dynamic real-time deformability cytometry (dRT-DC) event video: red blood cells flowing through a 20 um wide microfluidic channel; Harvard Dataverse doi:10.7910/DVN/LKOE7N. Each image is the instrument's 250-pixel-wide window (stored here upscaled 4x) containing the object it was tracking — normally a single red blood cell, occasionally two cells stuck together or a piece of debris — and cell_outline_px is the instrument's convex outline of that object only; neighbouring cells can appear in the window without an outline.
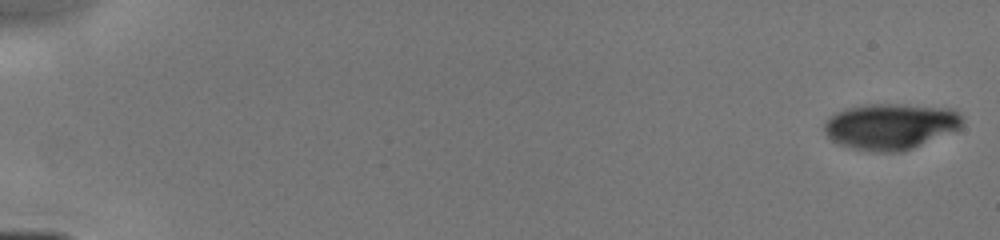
{"species": "human", "species_latin": "Homo sapiens", "temperature_condition": "cold", "stored_images_in_passage": 16, "camera_frame_rate_fps": 3000, "um_per_image_px": 0.085, "donor": {"sex": "male"}, "frame": {"image": 1, "passage_image": 1, "time_ms": 0.0, "image_size_px": [1000, 240], "cell_outline_px": [[964, 120], [960, 128], [912, 148], [900, 152], [876, 152], [852, 148], [840, 144], [832, 140], [824, 132], [824, 120], [828, 116], [844, 108], [864, 104], [904, 104], [952, 108], [960, 112], [964, 116]], "centroid_in_image_um": [75.69, 10.71], "position_along_channel_um": 9.3, "area_um2": 37.4}}
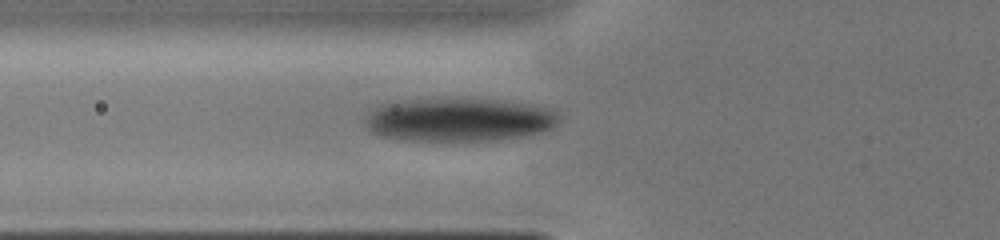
{"frame": {"image": 2, "passage_image": 13, "time_ms": 6.0, "image_size_px": [1000, 240], "cell_outline_px": [[560, 124], [552, 128], [520, 136], [496, 140], [396, 140], [380, 136], [372, 132], [364, 124], [368, 112], [372, 108], [380, 104], [404, 100], [436, 96], [500, 100], [536, 104], [556, 108], [560, 112]], "centroid_in_image_um": [39.03, 10.13], "position_along_channel_um": 86.8, "area_um2": 50.58}}
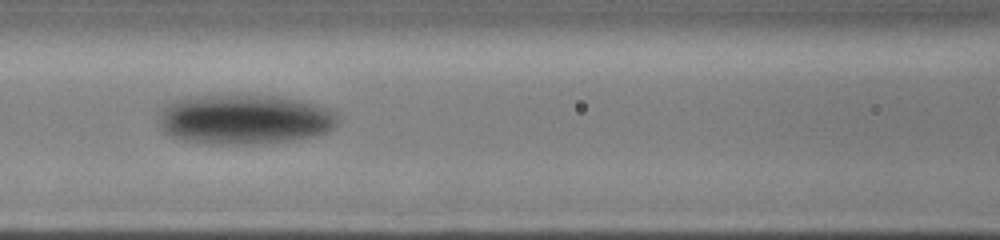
{"frame": {"image": 3, "passage_image": 15, "time_ms": 7.333, "image_size_px": [1000, 240], "cell_outline_px": [[336, 124], [328, 132], [312, 136], [284, 140], [252, 144], [224, 144], [188, 140], [172, 136], [164, 132], [164, 104], [176, 100], [192, 96], [276, 96], [300, 100], [316, 104], [328, 108], [336, 112]], "centroid_in_image_um": [20.86, 10.13], "position_along_channel_um": 145.7, "area_um2": 50.63}}